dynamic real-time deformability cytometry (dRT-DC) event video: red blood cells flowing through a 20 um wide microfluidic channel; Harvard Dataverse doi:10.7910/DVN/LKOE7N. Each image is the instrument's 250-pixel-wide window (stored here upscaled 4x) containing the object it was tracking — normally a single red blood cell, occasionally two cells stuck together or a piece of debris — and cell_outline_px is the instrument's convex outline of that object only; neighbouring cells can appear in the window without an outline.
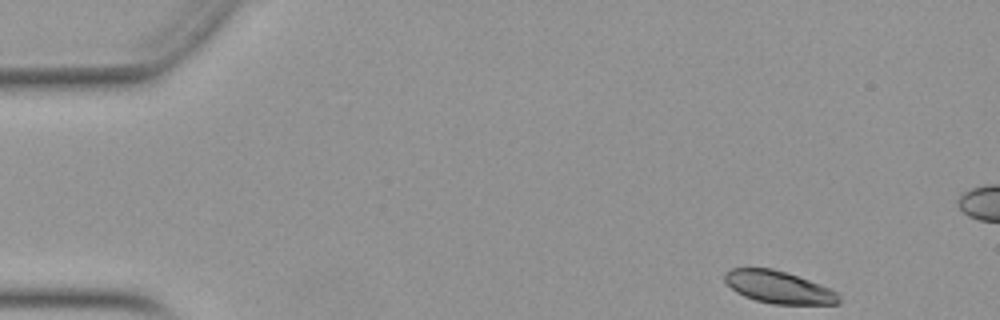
{"species": "Egyptian fruit bat (a non-hibernating species)", "species_latin": "Rousettus aegyptiacus", "temperature_condition": "warm", "stored_images_in_passage": 41, "camera_frame_rate_fps": 3000, "um_per_image_px": 0.085, "animal": {"sex": "female"}, "frame": {"image": 1, "passage_image": 1, "time_ms": 0.0, "image_size_px": [1000, 320], "cell_outline_px": [[840, 304], [772, 304], [756, 300], [744, 296], [736, 292], [724, 284], [724, 272], [732, 268], [772, 268], [820, 284], [840, 292]], "centroid_in_image_um": [66.17, 24.42], "position_along_channel_um": 18.8, "area_um2": 21.68}}
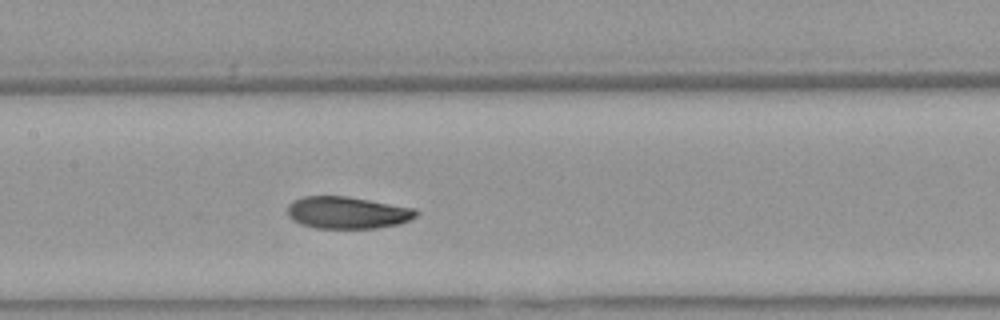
{"frame": {"image": 2, "passage_image": 21, "time_ms": 6.667, "image_size_px": [1000, 320], "cell_outline_px": [[420, 212], [416, 216], [400, 224], [376, 228], [316, 228], [300, 224], [292, 220], [288, 216], [288, 204], [292, 200], [304, 196], [348, 196], [416, 208]], "centroid_in_image_um": [29.53, 18.07], "position_along_channel_um": 177.9, "area_um2": 24.28}}
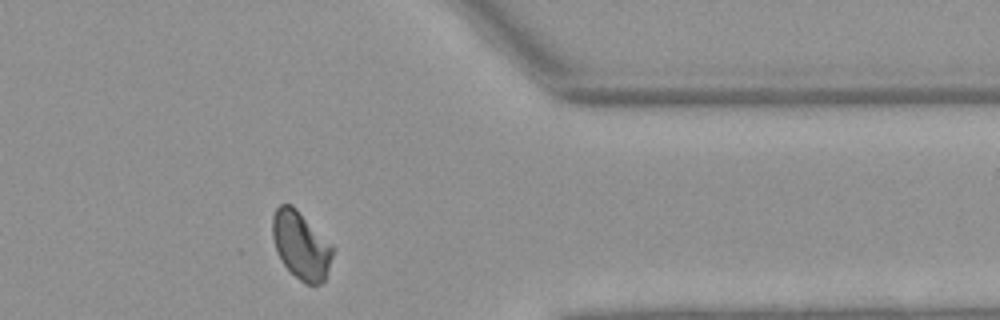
{"frame": {"image": 3, "passage_image": 38, "time_ms": 12.333, "image_size_px": [1000, 320], "cell_outline_px": [[332, 256], [324, 280], [320, 284], [304, 284], [280, 260], [276, 252], [272, 236], [272, 216], [276, 208], [280, 204], [292, 204], [332, 244]], "centroid_in_image_um": [25.55, 20.83], "position_along_channel_um": 385.9, "area_um2": 23.58}, "authors_computed_cell_mechanics": {"area_um2": 24.276, "velocity_mm_per_s": 3.9292, "shape_relaxation_time_tau1_ms": 5.6985, "shape_relaxation_time_tau2_ms": 2.1181, "deformation_change_tau1": 0.1493, "deformation_change_tau2": 0.0727}}